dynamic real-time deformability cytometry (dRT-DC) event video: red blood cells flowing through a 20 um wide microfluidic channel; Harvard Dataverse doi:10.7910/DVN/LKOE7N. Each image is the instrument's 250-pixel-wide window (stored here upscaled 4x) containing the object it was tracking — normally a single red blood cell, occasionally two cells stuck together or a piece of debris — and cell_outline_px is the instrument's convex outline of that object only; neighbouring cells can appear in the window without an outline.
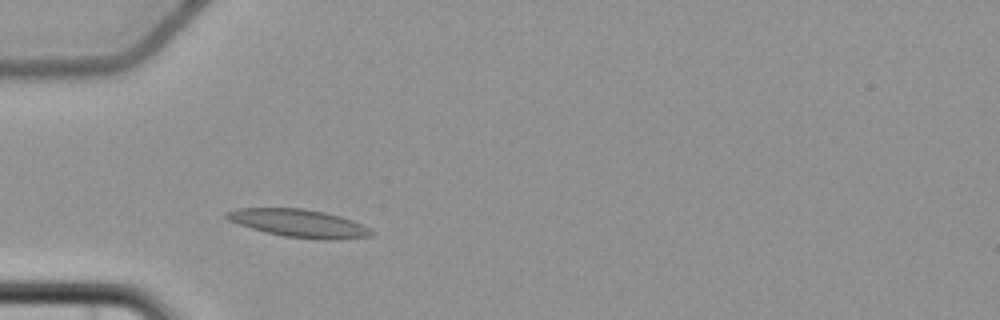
{"species": "common noctule bat (a hibernating species)", "species_latin": "Nyctalus noctula", "temperature_condition": "cold", "stored_images_in_passage": 2, "camera_frame_rate_fps": 3000, "um_per_image_px": 0.085, "animal": {"sex": "female", "body_mass_g": 22.7, "forearm_length_mm": 54.2}, "frame": {"image": 1, "passage_image": 1, "time_ms": 0.0, "image_size_px": [1000, 320], "cell_outline_px": [[376, 232], [372, 236], [336, 240], [316, 240], [284, 236], [264, 232], [228, 220], [224, 216], [224, 212], [236, 208], [304, 208], [324, 212], [340, 216], [352, 220]], "centroid_in_image_um": [25.41, 18.98], "position_along_channel_um": 59.6, "area_um2": 23.7}}
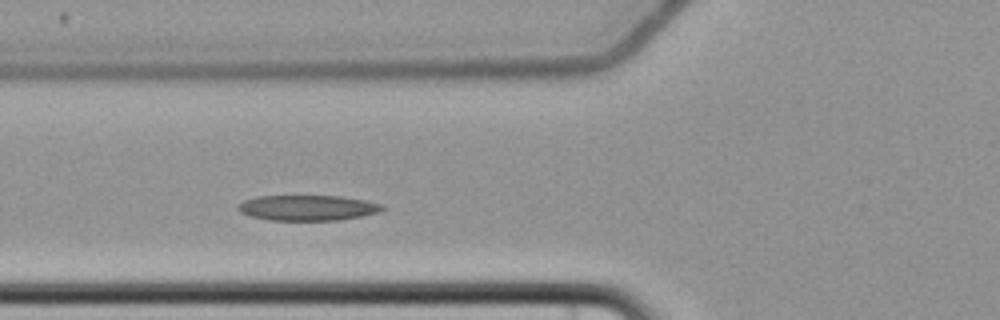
{"frame": {"image": 2, "passage_image": 2, "time_ms": 1.333, "image_size_px": [1000, 320], "cell_outline_px": [[388, 208], [380, 212], [340, 220], [268, 220], [252, 216], [240, 212], [236, 208], [244, 200], [256, 196], [340, 196], [364, 200], [384, 204]], "centroid_in_image_um": [26.19, 17.66], "position_along_channel_um": 99.6, "area_um2": 21.44}}